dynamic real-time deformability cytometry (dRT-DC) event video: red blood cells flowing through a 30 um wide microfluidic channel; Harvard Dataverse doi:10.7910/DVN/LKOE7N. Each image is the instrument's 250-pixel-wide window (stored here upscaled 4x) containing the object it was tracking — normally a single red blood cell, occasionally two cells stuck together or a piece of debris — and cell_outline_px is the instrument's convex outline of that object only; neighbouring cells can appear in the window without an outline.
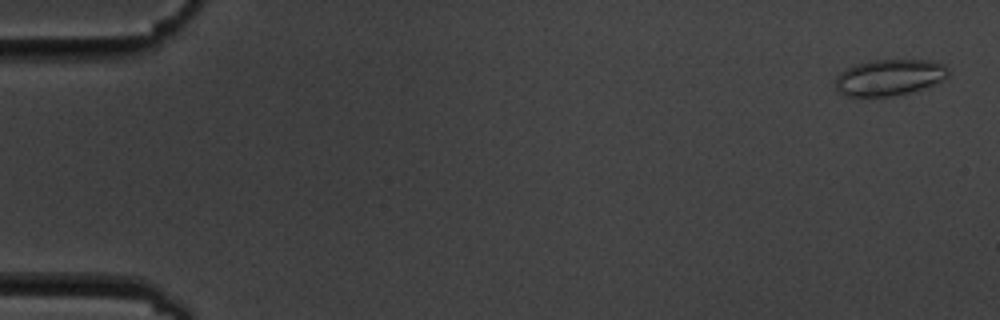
{"species": "common noctule bat (a hibernating species)", "species_latin": "Nyctalus noctula", "temperature_condition": "cold", "stored_images_in_passage": 7, "camera_frame_rate_fps": 3000, "um_per_image_px": 0.085, "animal": {"sex": "male", "body_mass_g": 19.5, "forearm_length_mm": 54.6}, "frame": {"image": 1, "passage_image": 1, "time_ms": 0.0, "image_size_px": [1000, 320], "cell_outline_px": [[948, 76], [944, 80], [908, 92], [888, 96], [848, 96], [840, 92], [836, 88], [836, 76], [840, 72], [856, 64], [876, 60], [928, 60], [944, 64], [948, 68]], "centroid_in_image_um": [75.6, 6.56], "position_along_channel_um": 9.4, "area_um2": 23.41}}
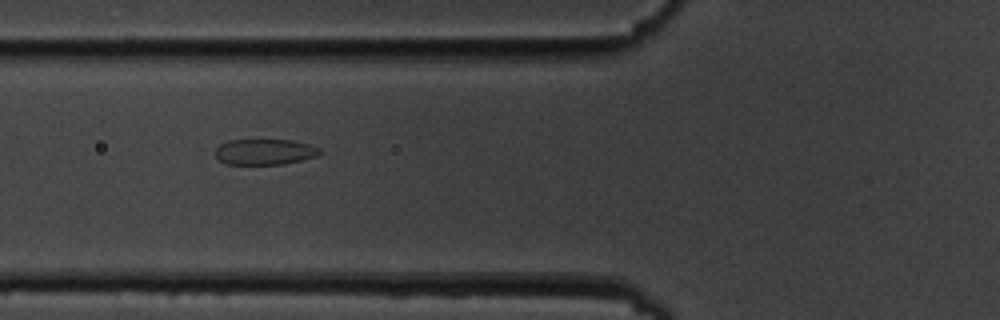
{"frame": {"image": 2, "passage_image": 6, "time_ms": 6.667, "image_size_px": [1000, 320], "cell_outline_px": [[324, 152], [316, 156], [284, 164], [228, 164], [220, 160], [212, 152], [220, 144], [228, 140], [292, 140], [308, 144], [320, 148]], "centroid_in_image_um": [22.49, 12.9], "position_along_channel_um": 103.3, "area_um2": 15.72}}
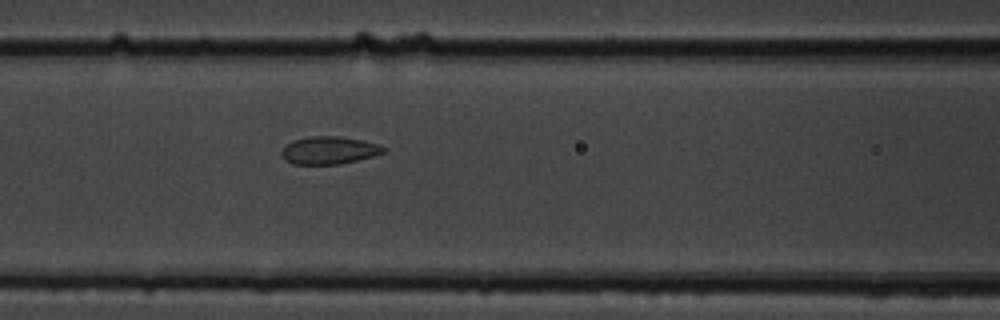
{"frame": {"image": 3, "passage_image": 7, "time_ms": 7.667, "image_size_px": [1000, 320], "cell_outline_px": [[384, 152], [372, 156], [340, 164], [292, 164], [284, 160], [280, 152], [292, 140], [308, 136], [340, 136], [364, 140], [376, 144], [384, 148]], "centroid_in_image_um": [27.92, 12.77], "position_along_channel_um": 138.7, "area_um2": 16.36}}